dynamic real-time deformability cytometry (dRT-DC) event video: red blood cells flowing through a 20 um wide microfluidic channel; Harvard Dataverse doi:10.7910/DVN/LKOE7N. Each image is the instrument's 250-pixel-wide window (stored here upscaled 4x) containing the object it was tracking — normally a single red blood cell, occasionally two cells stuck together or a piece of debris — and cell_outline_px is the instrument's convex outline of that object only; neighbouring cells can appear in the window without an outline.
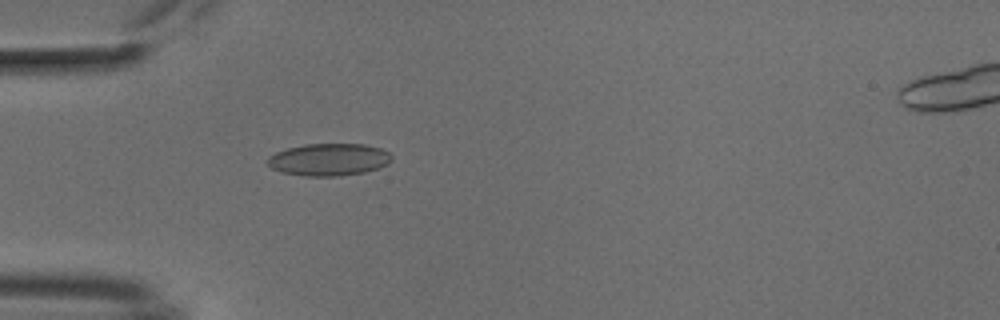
{"species": "common noctule bat (a hibernating species)", "species_latin": "Nyctalus noctula", "temperature_condition": "cold", "stored_images_in_passage": 53, "camera_frame_rate_fps": 3000, "um_per_image_px": 0.085, "animal": {"sex": "male", "body_mass_g": 18.8}, "frame": {"image": 1, "passage_image": 16, "time_ms": 5.0, "image_size_px": [1000, 320], "cell_outline_px": [[392, 160], [388, 164], [364, 172], [340, 176], [304, 176], [280, 172], [272, 168], [264, 160], [268, 156], [276, 152], [288, 148], [304, 144], [364, 144], [380, 148], [388, 152], [392, 156]], "centroid_in_image_um": [27.92, 13.56], "position_along_channel_um": 57.1, "area_um2": 23.47}}
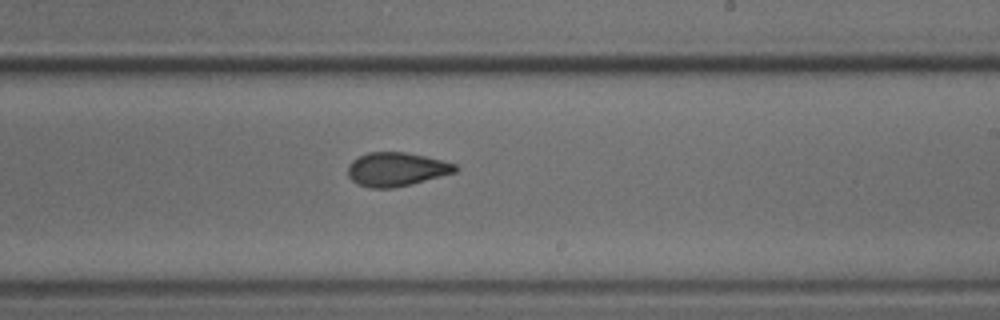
{"frame": {"image": 2, "passage_image": 32, "time_ms": 10.333, "image_size_px": [1000, 320], "cell_outline_px": [[460, 168], [456, 172], [412, 184], [392, 188], [368, 188], [356, 184], [348, 176], [348, 164], [352, 160], [368, 152], [404, 152], [424, 156], [456, 164]], "centroid_in_image_um": [33.68, 14.4], "position_along_channel_um": 255.3, "area_um2": 21.21}}
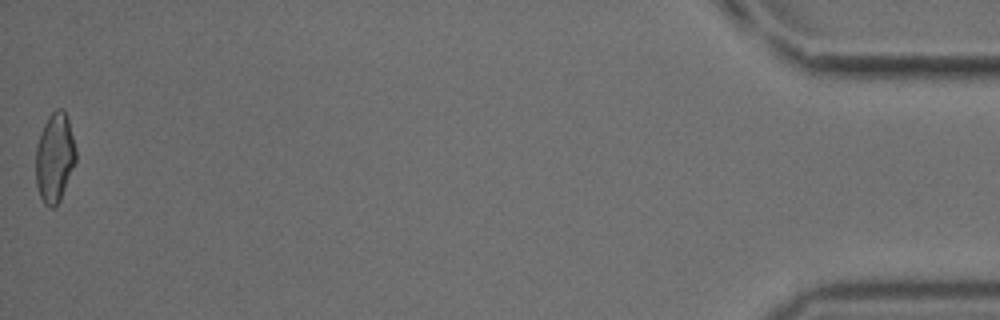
{"frame": {"image": 3, "passage_image": 53, "time_ms": 17.333, "image_size_px": [1000, 320], "cell_outline_px": [[76, 160], [60, 200], [52, 208], [48, 208], [44, 204], [40, 196], [36, 184], [36, 148], [40, 132], [48, 116], [56, 108], [60, 108], [64, 112], [68, 120], [76, 148]], "centroid_in_image_um": [4.64, 13.4], "position_along_channel_um": 430.6, "area_um2": 20.75}, "authors_computed_cell_mechanics": {"area_um2": 21.3282, "velocity_mm_per_s": 3.8175, "shape_relaxation_time_tau1_ms": 8.7259, "shape_relaxation_time_tau2_ms": 1.9675, "deformation_change_tau1": 0.1674, "deformation_change_tau2": 0.0809}}